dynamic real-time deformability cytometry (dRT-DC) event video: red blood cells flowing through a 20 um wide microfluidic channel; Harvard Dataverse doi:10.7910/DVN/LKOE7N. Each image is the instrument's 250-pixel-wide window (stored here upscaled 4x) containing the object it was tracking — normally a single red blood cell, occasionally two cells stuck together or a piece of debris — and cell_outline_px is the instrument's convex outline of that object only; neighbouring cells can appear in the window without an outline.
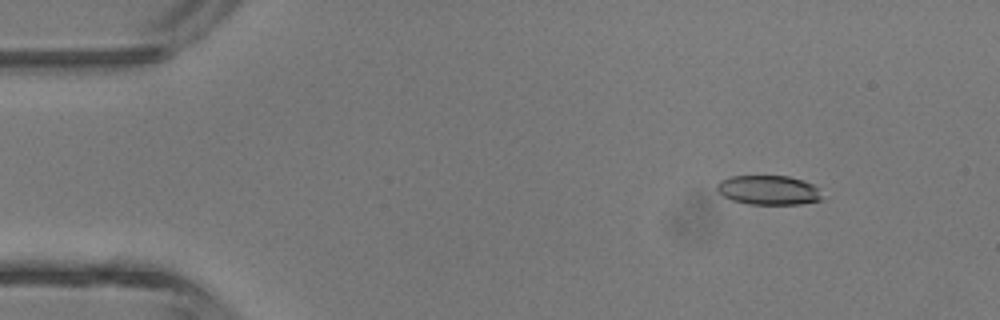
{"species": "common noctule bat (a hibernating species)", "species_latin": "Nyctalus noctula", "temperature_condition": "room temperature", "stored_images_in_passage": 4, "camera_frame_rate_fps": 3000, "um_per_image_px": 0.085, "animal": {"sex": "male", "body_mass_g": 13.3}, "frame": {"image": 1, "passage_image": 2, "time_ms": 1.333, "image_size_px": [1000, 320], "cell_outline_px": [[824, 200], [800, 204], [748, 204], [732, 200], [724, 196], [716, 188], [716, 184], [720, 180], [732, 176], [788, 176], [804, 180], [812, 184], [816, 188]], "centroid_in_image_um": [65.32, 16.16], "position_along_channel_um": 19.7, "area_um2": 17.98}}